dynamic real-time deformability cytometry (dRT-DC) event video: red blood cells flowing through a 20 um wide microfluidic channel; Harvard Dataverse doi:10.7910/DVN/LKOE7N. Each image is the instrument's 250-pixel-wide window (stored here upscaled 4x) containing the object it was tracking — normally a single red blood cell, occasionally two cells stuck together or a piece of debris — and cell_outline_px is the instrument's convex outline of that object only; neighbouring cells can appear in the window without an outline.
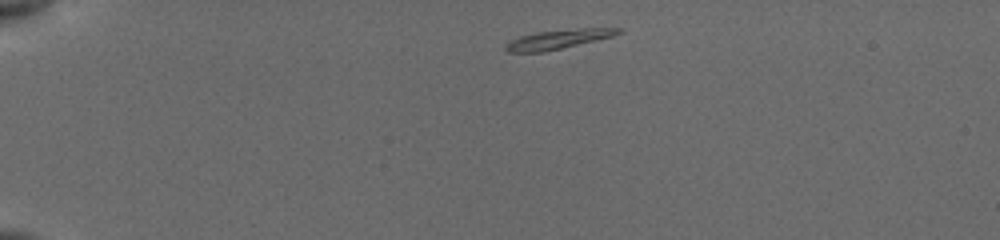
{"species": "common noctule bat (a hibernating species)", "species_latin": "Nyctalus noctula", "temperature_condition": "cold", "stored_images_in_passage": 24, "camera_frame_rate_fps": 3000, "um_per_image_px": 0.085, "animal": {"sex": "female", "body_mass_g": 19.5, "forearm_length_mm": 54.1}, "frame": {"image": 1, "passage_image": 1, "time_ms": 0.0, "image_size_px": [1000, 240], "cell_outline_px": [[624, 32], [612, 36], [596, 40], [544, 52], [508, 52], [504, 48], [512, 40], [520, 36], [536, 32], [580, 28], [624, 28]], "centroid_in_image_um": [47.49, 3.33], "position_along_channel_um": 37.5, "area_um2": 12.48}}
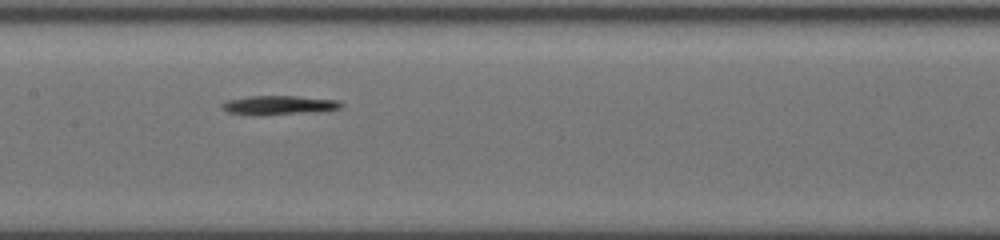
{"frame": {"image": 2, "passage_image": 22, "time_ms": 5.667, "image_size_px": [1000, 240], "cell_outline_px": [[344, 108], [320, 112], [264, 116], [252, 116], [228, 112], [220, 108], [220, 104], [228, 100], [248, 96], [296, 96], [340, 100], [344, 104]], "centroid_in_image_um": [23.74, 8.96], "position_along_channel_um": 183.7, "area_um2": 13.93}}
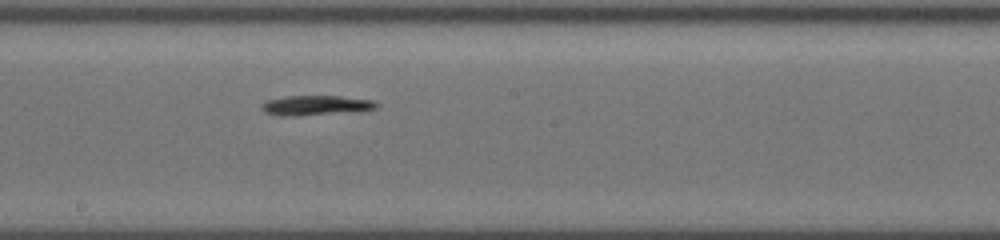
{"frame": {"image": 3, "passage_image": 24, "time_ms": 6.667, "image_size_px": [1000, 240], "cell_outline_px": [[380, 104], [376, 108], [296, 116], [276, 116], [264, 112], [260, 108], [260, 104], [268, 100], [284, 96], [340, 96], [372, 100]], "centroid_in_image_um": [26.72, 8.94], "position_along_channel_um": 221.5, "area_um2": 13.01}}